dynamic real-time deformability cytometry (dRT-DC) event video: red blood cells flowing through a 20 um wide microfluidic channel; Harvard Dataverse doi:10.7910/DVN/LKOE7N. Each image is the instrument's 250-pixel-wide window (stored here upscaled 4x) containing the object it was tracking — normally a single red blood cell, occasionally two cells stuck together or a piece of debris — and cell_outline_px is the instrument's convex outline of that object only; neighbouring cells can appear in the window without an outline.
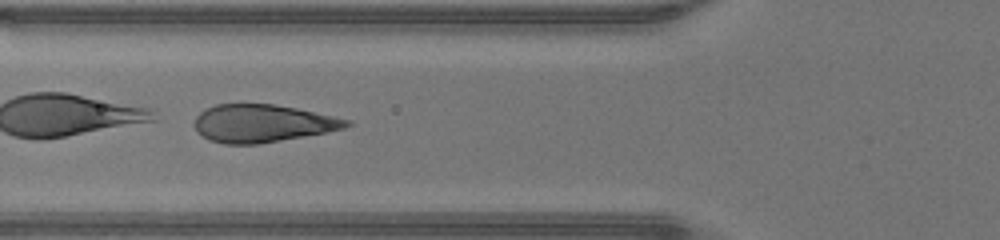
{"species": "human", "species_latin": "Homo sapiens", "temperature_condition": "warm", "stored_images_in_passage": 46, "camera_frame_rate_fps": 3000, "um_per_image_px": 0.085, "donor": {"sex": "male"}, "frame": {"image": 1, "passage_image": 17, "time_ms": 5.333, "image_size_px": [1000, 240], "cell_outline_px": [[352, 124], [344, 128], [328, 132], [256, 144], [224, 144], [208, 140], [196, 132], [196, 116], [200, 112], [216, 104], [276, 104], [296, 108], [352, 120]], "centroid_in_image_um": [22.31, 10.49], "position_along_channel_um": 103.5, "area_um2": 33.29}}
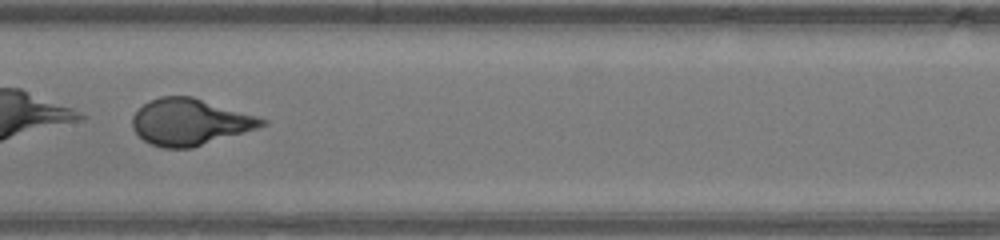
{"frame": {"image": 2, "passage_image": 23, "time_ms": 7.333, "image_size_px": [1000, 240], "cell_outline_px": [[268, 124], [256, 128], [192, 148], [164, 148], [152, 144], [144, 140], [132, 128], [132, 116], [148, 100], [160, 96], [192, 96], [256, 116], [268, 120]], "centroid_in_image_um": [16.12, 10.36], "position_along_channel_um": 191.3, "area_um2": 34.74}}
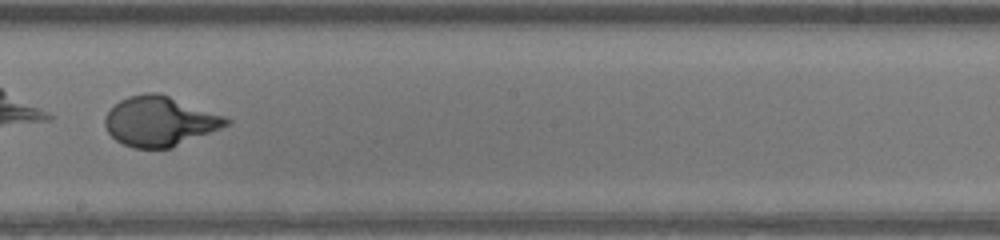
{"frame": {"image": 3, "passage_image": 26, "time_ms": 8.333, "image_size_px": [1000, 240], "cell_outline_px": [[232, 124], [172, 148], [132, 148], [116, 140], [108, 132], [104, 124], [104, 116], [120, 100], [128, 96], [144, 92], [156, 92], [228, 116], [232, 120]], "centroid_in_image_um": [13.62, 10.31], "position_along_channel_um": 234.6, "area_um2": 35.43}, "authors_computed_cell_mechanics": {"area_um2": 40.0843, "velocity_mm_per_s": 4.3554, "shape_relaxation_time_tau1_ms": 3.7802, "shape_relaxation_time_tau2_ms": null, "deformation_change_tau1": 0.2675, "deformation_change_tau2": null}}